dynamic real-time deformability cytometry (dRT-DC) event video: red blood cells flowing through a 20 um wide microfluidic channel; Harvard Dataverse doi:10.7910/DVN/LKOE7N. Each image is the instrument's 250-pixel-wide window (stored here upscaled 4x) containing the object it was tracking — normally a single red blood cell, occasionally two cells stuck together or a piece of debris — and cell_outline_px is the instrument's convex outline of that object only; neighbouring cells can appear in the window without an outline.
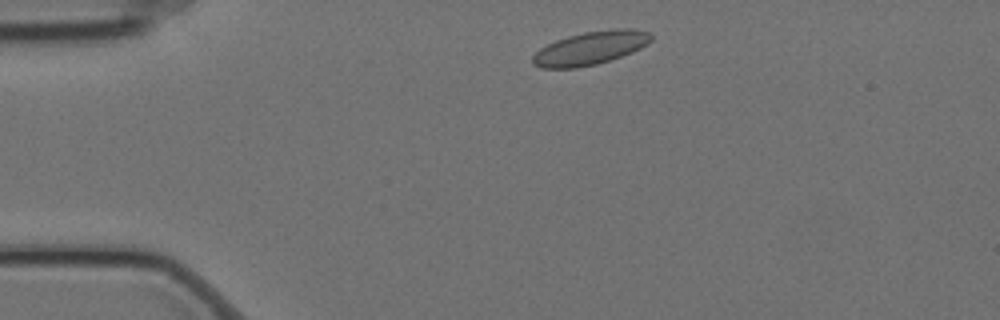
{"species": "Egyptian fruit bat (a non-hibernating species)", "species_latin": "Rousettus aegyptiacus", "temperature_condition": "cold", "stored_images_in_passage": 11, "camera_frame_rate_fps": 3000, "um_per_image_px": 0.085, "animal": {"sex": "female"}, "frame": {"image": 1, "passage_image": 2, "time_ms": 0.333, "image_size_px": [1000, 320], "cell_outline_px": [[652, 40], [648, 44], [632, 52], [596, 64], [576, 68], [540, 68], [532, 64], [532, 56], [540, 48], [556, 40], [568, 36], [584, 32], [616, 28], [632, 28], [652, 32]], "centroid_in_image_um": [50.2, 4.07], "position_along_channel_um": 34.8, "area_um2": 23.06}}
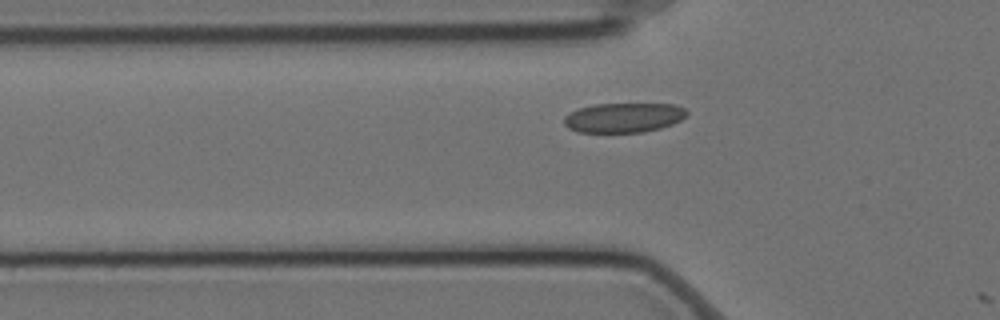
{"frame": {"image": 2, "passage_image": 9, "time_ms": 2.667, "image_size_px": [1000, 320], "cell_outline_px": [[688, 112], [680, 120], [672, 124], [660, 128], [644, 132], [576, 132], [568, 128], [564, 124], [564, 116], [568, 112], [580, 108], [596, 104], [676, 104], [684, 108]], "centroid_in_image_um": [52.98, 10.0], "position_along_channel_um": 72.8, "area_um2": 21.21}}